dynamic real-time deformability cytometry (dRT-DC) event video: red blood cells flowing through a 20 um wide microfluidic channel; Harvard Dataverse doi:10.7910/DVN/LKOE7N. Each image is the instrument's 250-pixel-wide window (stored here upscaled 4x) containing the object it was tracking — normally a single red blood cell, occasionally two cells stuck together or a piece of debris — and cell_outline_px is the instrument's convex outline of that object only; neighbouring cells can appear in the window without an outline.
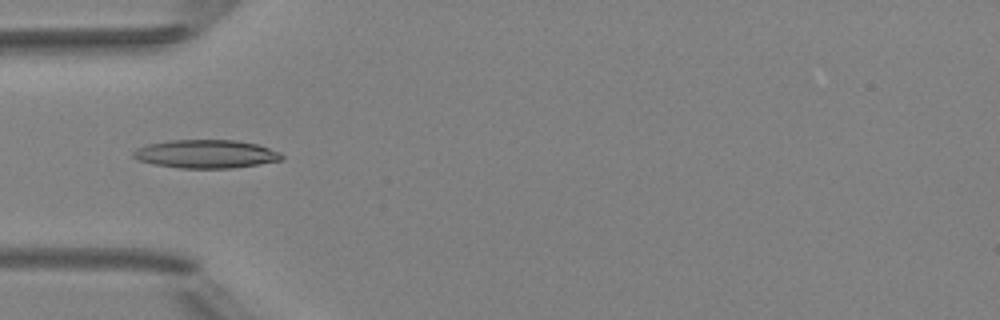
{"species": "Egyptian fruit bat (a non-hibernating species)", "species_latin": "Rousettus aegyptiacus", "temperature_condition": "room temperature", "stored_images_in_passage": 1, "camera_frame_rate_fps": 3000, "um_per_image_px": 0.085, "animal": {"sex": "female"}, "frame": {"image": 1, "passage_image": 1, "time_ms": 0.0, "image_size_px": [1000, 320], "cell_outline_px": [[284, 160], [260, 164], [232, 168], [180, 168], [152, 164], [140, 160], [132, 156], [132, 152], [136, 148], [148, 144], [168, 140], [236, 140], [256, 144], [280, 152], [284, 156]], "centroid_in_image_um": [17.51, 13.09], "position_along_channel_um": 67.5, "area_um2": 24.62}}